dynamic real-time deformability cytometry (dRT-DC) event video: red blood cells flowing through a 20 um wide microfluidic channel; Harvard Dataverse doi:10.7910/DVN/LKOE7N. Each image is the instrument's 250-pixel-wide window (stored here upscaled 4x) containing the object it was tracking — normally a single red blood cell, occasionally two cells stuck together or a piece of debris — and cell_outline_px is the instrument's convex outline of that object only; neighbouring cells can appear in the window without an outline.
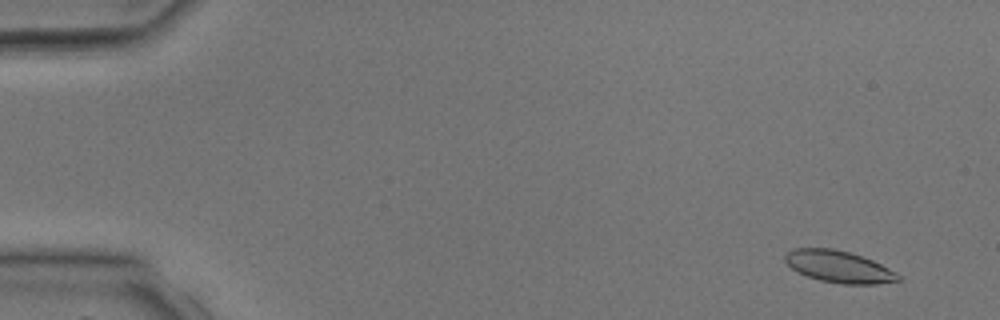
{"species": "common noctule bat (a hibernating species)", "species_latin": "Nyctalus noctula", "temperature_condition": "room temperature", "stored_images_in_passage": 4, "segment_of_instrument_passage": [2, 2], "camera_frame_rate_fps": 3000, "um_per_image_px": 0.085, "animal": {"sex": "male", "body_mass_g": 17.9, "forearm_length_mm": 54.2}, "frame": {"image": 1, "passage_image": 4, "time_ms": 4.667, "image_size_px": [1000, 320], "cell_outline_px": [[900, 280], [876, 284], [840, 284], [820, 280], [796, 272], [784, 260], [784, 256], [792, 248], [832, 248], [848, 252], [872, 260], [896, 272], [900, 276]], "centroid_in_image_um": [71.27, 22.67], "position_along_channel_um": 13.7, "area_um2": 20.87}}